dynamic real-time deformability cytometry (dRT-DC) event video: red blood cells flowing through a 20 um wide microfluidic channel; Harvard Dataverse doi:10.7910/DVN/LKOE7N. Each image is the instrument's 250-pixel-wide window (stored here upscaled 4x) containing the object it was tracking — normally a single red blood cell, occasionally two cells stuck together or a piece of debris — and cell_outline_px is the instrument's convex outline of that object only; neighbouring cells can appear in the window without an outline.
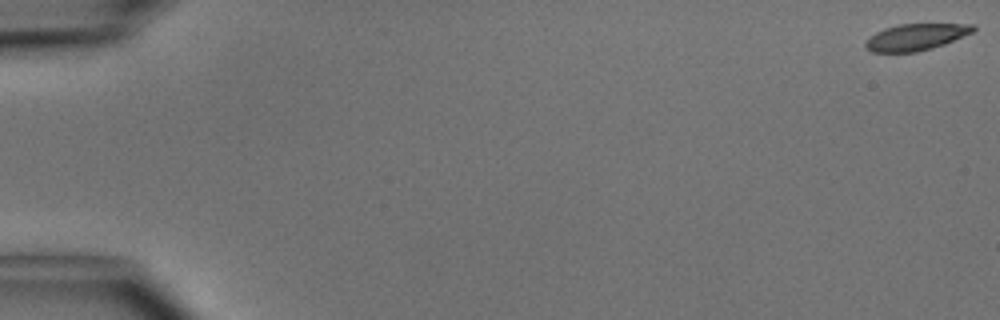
{"species": "common noctule bat (a hibernating species)", "species_latin": "Nyctalus noctula", "temperature_condition": "cold", "stored_images_in_passage": 11, "camera_frame_rate_fps": 3000, "um_per_image_px": 0.085, "animal": {"sex": "male", "body_mass_g": 15.6}, "frame": {"image": 1, "passage_image": 1, "time_ms": 0.0, "image_size_px": [1000, 320], "cell_outline_px": [[976, 28], [972, 32], [944, 44], [932, 48], [916, 52], [872, 52], [864, 44], [876, 32], [884, 28], [900, 24], [972, 24]], "centroid_in_image_um": [77.85, 3.15], "position_along_channel_um": 7.1, "area_um2": 16.36}}